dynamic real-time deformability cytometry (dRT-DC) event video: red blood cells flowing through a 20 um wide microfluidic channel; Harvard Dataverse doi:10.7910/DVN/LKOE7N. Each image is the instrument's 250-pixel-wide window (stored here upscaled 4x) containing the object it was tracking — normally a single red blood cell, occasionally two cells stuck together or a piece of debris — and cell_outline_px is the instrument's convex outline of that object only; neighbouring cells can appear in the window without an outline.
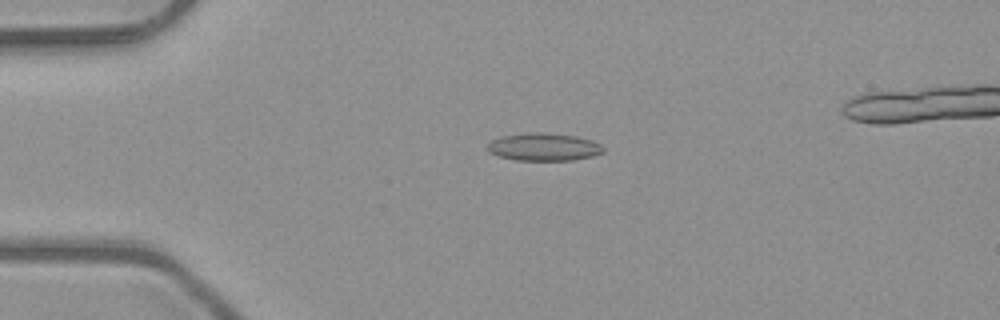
{"species": "common noctule bat (a hibernating species)", "species_latin": "Nyctalus noctula", "temperature_condition": "room temperature", "stored_images_in_passage": 5, "camera_frame_rate_fps": 3000, "um_per_image_px": 0.085, "animal": {"sex": "male", "body_mass_g": 23.1, "forearm_length_mm": 52.7}, "frame": {"image": 1, "passage_image": 3, "time_ms": 0.667, "image_size_px": [1000, 320], "cell_outline_px": [[604, 152], [592, 156], [572, 160], [516, 160], [500, 156], [488, 152], [484, 148], [492, 140], [500, 136], [528, 132], [544, 132], [576, 136], [592, 140], [600, 144], [604, 148]], "centroid_in_image_um": [46.19, 12.48], "position_along_channel_um": 38.8, "area_um2": 18.84}}